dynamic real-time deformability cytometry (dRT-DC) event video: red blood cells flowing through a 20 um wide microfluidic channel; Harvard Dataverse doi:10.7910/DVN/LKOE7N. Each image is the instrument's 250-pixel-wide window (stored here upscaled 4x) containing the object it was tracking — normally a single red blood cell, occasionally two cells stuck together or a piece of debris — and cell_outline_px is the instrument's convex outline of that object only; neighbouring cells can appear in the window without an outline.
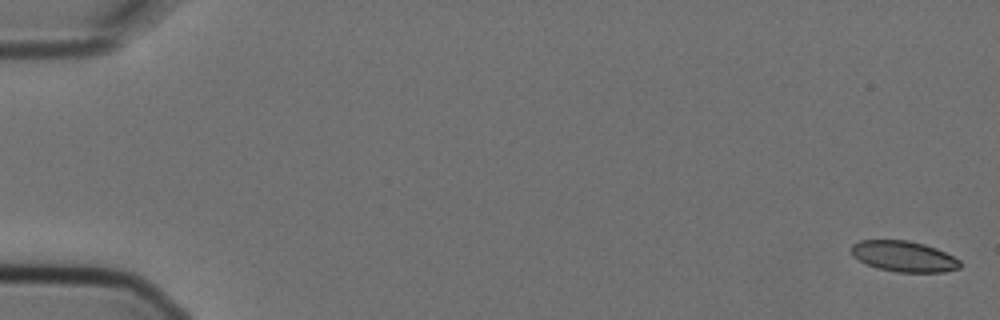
{"species": "Egyptian fruit bat (a non-hibernating species)", "species_latin": "Rousettus aegyptiacus", "temperature_condition": "cold", "stored_images_in_passage": 3, "camera_frame_rate_fps": 3000, "um_per_image_px": 0.085, "animal": {"sex": "female"}, "frame": {"image": 1, "passage_image": 1, "time_ms": 0.0, "image_size_px": [1000, 320], "cell_outline_px": [[960, 268], [944, 272], [896, 272], [876, 268], [852, 256], [852, 244], [860, 240], [908, 240], [924, 244], [936, 248], [960, 260]], "centroid_in_image_um": [76.82, 21.79], "position_along_channel_um": 8.2, "area_um2": 19.42}}